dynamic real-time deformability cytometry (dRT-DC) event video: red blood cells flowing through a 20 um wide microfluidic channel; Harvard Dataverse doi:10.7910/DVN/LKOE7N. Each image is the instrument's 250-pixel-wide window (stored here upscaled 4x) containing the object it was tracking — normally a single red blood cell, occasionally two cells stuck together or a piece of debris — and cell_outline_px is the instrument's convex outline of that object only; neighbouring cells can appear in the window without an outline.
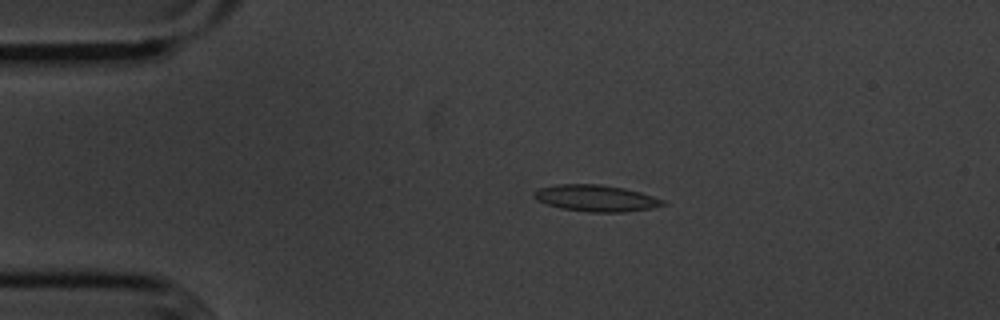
{"species": "common noctule bat (a hibernating species)", "species_latin": "Nyctalus noctula", "temperature_condition": "cold", "stored_images_in_passage": 47, "camera_frame_rate_fps": 3000, "um_per_image_px": 0.085, "animal": {"sex": "male", "body_mass_g": 20.1, "forearm_length_mm": 53.5}, "frame": {"image": 1, "passage_image": 3, "time_ms": 0.667, "image_size_px": [1000, 320], "cell_outline_px": [[668, 204], [652, 208], [624, 212], [588, 212], [560, 208], [536, 200], [532, 196], [532, 192], [540, 188], [556, 184], [600, 184], [624, 188], [640, 192], [664, 200]], "centroid_in_image_um": [50.64, 16.84], "position_along_channel_um": 34.4, "area_um2": 20.0}}
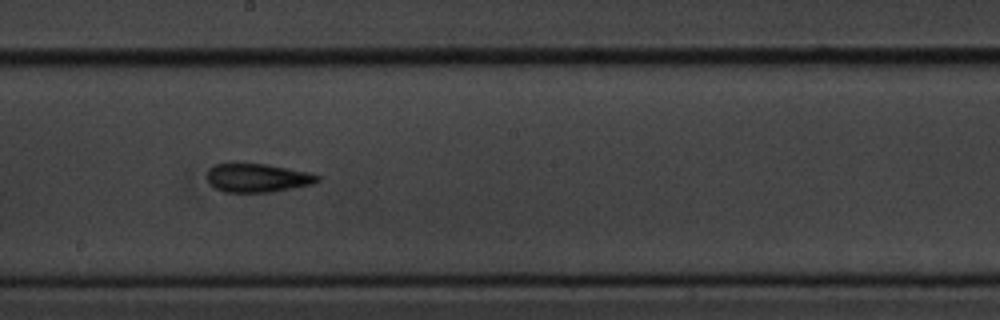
{"frame": {"image": 2, "passage_image": 22, "time_ms": 7.0, "image_size_px": [1000, 320], "cell_outline_px": [[320, 180], [312, 184], [272, 192], [224, 192], [208, 184], [208, 168], [216, 164], [264, 164], [308, 172], [320, 176]], "centroid_in_image_um": [21.87, 15.13], "position_along_channel_um": 226.3, "area_um2": 18.21}}
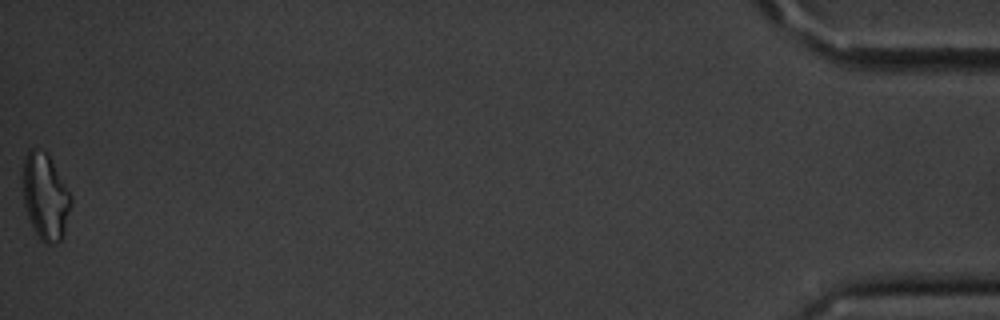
{"frame": {"image": 3, "passage_image": 47, "time_ms": 15.333, "image_size_px": [1000, 320], "cell_outline_px": [[72, 204], [64, 236], [60, 240], [52, 244], [44, 244], [40, 240], [28, 216], [24, 204], [24, 160], [28, 148], [36, 148], [48, 152], [72, 196]], "centroid_in_image_um": [3.89, 16.7], "position_along_channel_um": 431.3, "area_um2": 24.33}, "authors_computed_cell_mechanics": {"area_um2": 18.5538, "velocity_mm_per_s": 3.6236, "shape_relaxation_time_tau1_ms": 7.3122, "shape_relaxation_time_tau2_ms": 4.9086, "deformation_change_tau1": 0.1604, "deformation_change_tau2": 0.1357}}